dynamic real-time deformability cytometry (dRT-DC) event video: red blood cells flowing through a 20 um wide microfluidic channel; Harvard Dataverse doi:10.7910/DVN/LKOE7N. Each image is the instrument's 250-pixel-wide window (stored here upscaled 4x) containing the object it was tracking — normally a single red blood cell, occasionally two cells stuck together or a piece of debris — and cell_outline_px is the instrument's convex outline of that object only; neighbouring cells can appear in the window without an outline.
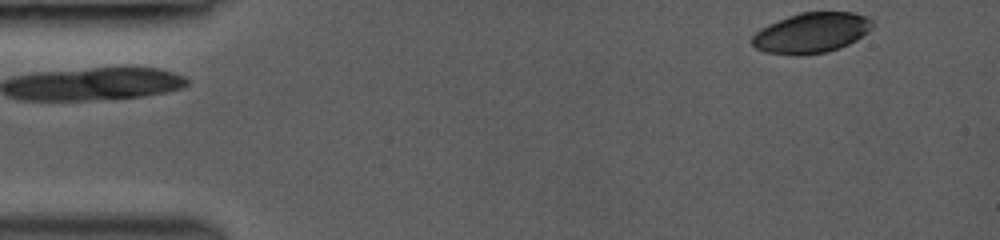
{"species": "common noctule bat (a hibernating species)", "species_latin": "Nyctalus noctula", "temperature_condition": "room temperature", "stored_images_in_passage": 2, "camera_frame_rate_fps": 3000, "um_per_image_px": 0.085, "animal": {"sex": "female", "body_mass_g": 19.0, "forearm_length_mm": 53.3}, "frame": {"image": 1, "passage_image": 2, "time_ms": 1.0, "image_size_px": [1000, 240], "cell_outline_px": [[876, 24], [868, 32], [856, 40], [840, 48], [828, 52], [800, 56], [796, 56], [764, 52], [756, 48], [752, 44], [752, 36], [760, 28], [768, 24], [788, 16], [800, 12], [852, 12], [868, 16]], "centroid_in_image_um": [68.99, 2.8], "position_along_channel_um": 16.0, "area_um2": 28.67}}